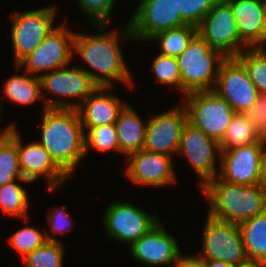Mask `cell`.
I'll list each match as a JSON object with an SVG mask.
<instances>
[{"label":"cell","mask_w":266,"mask_h":267,"mask_svg":"<svg viewBox=\"0 0 266 267\" xmlns=\"http://www.w3.org/2000/svg\"><path fill=\"white\" fill-rule=\"evenodd\" d=\"M42 117L39 144L71 176L86 155L79 114L72 108H47L43 109Z\"/></svg>","instance_id":"cell-2"},{"label":"cell","mask_w":266,"mask_h":267,"mask_svg":"<svg viewBox=\"0 0 266 267\" xmlns=\"http://www.w3.org/2000/svg\"><path fill=\"white\" fill-rule=\"evenodd\" d=\"M186 122L187 111L184 104L150 116L147 121L144 150L174 156L178 152L181 132Z\"/></svg>","instance_id":"cell-16"},{"label":"cell","mask_w":266,"mask_h":267,"mask_svg":"<svg viewBox=\"0 0 266 267\" xmlns=\"http://www.w3.org/2000/svg\"><path fill=\"white\" fill-rule=\"evenodd\" d=\"M256 143H266V140L261 138L244 113H236L219 145L222 152L235 147Z\"/></svg>","instance_id":"cell-26"},{"label":"cell","mask_w":266,"mask_h":267,"mask_svg":"<svg viewBox=\"0 0 266 267\" xmlns=\"http://www.w3.org/2000/svg\"><path fill=\"white\" fill-rule=\"evenodd\" d=\"M260 184L266 189V147L261 158Z\"/></svg>","instance_id":"cell-39"},{"label":"cell","mask_w":266,"mask_h":267,"mask_svg":"<svg viewBox=\"0 0 266 267\" xmlns=\"http://www.w3.org/2000/svg\"><path fill=\"white\" fill-rule=\"evenodd\" d=\"M238 227L248 260L266 263V211Z\"/></svg>","instance_id":"cell-24"},{"label":"cell","mask_w":266,"mask_h":267,"mask_svg":"<svg viewBox=\"0 0 266 267\" xmlns=\"http://www.w3.org/2000/svg\"><path fill=\"white\" fill-rule=\"evenodd\" d=\"M156 81L181 90V74L175 57L159 54L152 64Z\"/></svg>","instance_id":"cell-33"},{"label":"cell","mask_w":266,"mask_h":267,"mask_svg":"<svg viewBox=\"0 0 266 267\" xmlns=\"http://www.w3.org/2000/svg\"><path fill=\"white\" fill-rule=\"evenodd\" d=\"M159 222L156 213L150 215L140 207L124 201L109 204L103 216V224L108 237L121 243H128L129 246L147 234Z\"/></svg>","instance_id":"cell-12"},{"label":"cell","mask_w":266,"mask_h":267,"mask_svg":"<svg viewBox=\"0 0 266 267\" xmlns=\"http://www.w3.org/2000/svg\"><path fill=\"white\" fill-rule=\"evenodd\" d=\"M129 247L136 261L150 267L172 264L176 267L183 255L176 237L166 231L161 221Z\"/></svg>","instance_id":"cell-18"},{"label":"cell","mask_w":266,"mask_h":267,"mask_svg":"<svg viewBox=\"0 0 266 267\" xmlns=\"http://www.w3.org/2000/svg\"><path fill=\"white\" fill-rule=\"evenodd\" d=\"M126 24L127 26H124L126 28L121 33H117L116 30L107 31L106 33L105 27L107 25L104 24L92 25L99 30V33L95 35L75 32L73 52L79 54L80 58L91 69L98 72L94 73L81 66V69L85 70L99 87L111 88L116 81L123 82L128 87H133L132 75L120 47V40H134L130 25L129 23Z\"/></svg>","instance_id":"cell-1"},{"label":"cell","mask_w":266,"mask_h":267,"mask_svg":"<svg viewBox=\"0 0 266 267\" xmlns=\"http://www.w3.org/2000/svg\"><path fill=\"white\" fill-rule=\"evenodd\" d=\"M63 247L61 242L46 241L22 259L24 267H63Z\"/></svg>","instance_id":"cell-30"},{"label":"cell","mask_w":266,"mask_h":267,"mask_svg":"<svg viewBox=\"0 0 266 267\" xmlns=\"http://www.w3.org/2000/svg\"><path fill=\"white\" fill-rule=\"evenodd\" d=\"M6 131V126H5V129L1 131L0 133V137L2 136V134Z\"/></svg>","instance_id":"cell-44"},{"label":"cell","mask_w":266,"mask_h":267,"mask_svg":"<svg viewBox=\"0 0 266 267\" xmlns=\"http://www.w3.org/2000/svg\"><path fill=\"white\" fill-rule=\"evenodd\" d=\"M136 1V0H135ZM128 21L134 40L147 41L157 33L187 25L178 9V0H138Z\"/></svg>","instance_id":"cell-10"},{"label":"cell","mask_w":266,"mask_h":267,"mask_svg":"<svg viewBox=\"0 0 266 267\" xmlns=\"http://www.w3.org/2000/svg\"><path fill=\"white\" fill-rule=\"evenodd\" d=\"M219 0H178V9L187 25L198 27Z\"/></svg>","instance_id":"cell-34"},{"label":"cell","mask_w":266,"mask_h":267,"mask_svg":"<svg viewBox=\"0 0 266 267\" xmlns=\"http://www.w3.org/2000/svg\"><path fill=\"white\" fill-rule=\"evenodd\" d=\"M57 6L17 12L12 17L11 40L14 62L17 65L26 55L34 51L45 37L55 28Z\"/></svg>","instance_id":"cell-9"},{"label":"cell","mask_w":266,"mask_h":267,"mask_svg":"<svg viewBox=\"0 0 266 267\" xmlns=\"http://www.w3.org/2000/svg\"><path fill=\"white\" fill-rule=\"evenodd\" d=\"M214 91L224 98L236 113H245L260 94L244 65L236 57H227L222 62Z\"/></svg>","instance_id":"cell-14"},{"label":"cell","mask_w":266,"mask_h":267,"mask_svg":"<svg viewBox=\"0 0 266 267\" xmlns=\"http://www.w3.org/2000/svg\"><path fill=\"white\" fill-rule=\"evenodd\" d=\"M66 29L64 24L55 27L34 51L15 65L17 70L24 67L26 73L40 77L45 73L69 66L74 53L75 32Z\"/></svg>","instance_id":"cell-8"},{"label":"cell","mask_w":266,"mask_h":267,"mask_svg":"<svg viewBox=\"0 0 266 267\" xmlns=\"http://www.w3.org/2000/svg\"><path fill=\"white\" fill-rule=\"evenodd\" d=\"M183 99L187 121L219 143L236 114L230 104L214 90L193 91Z\"/></svg>","instance_id":"cell-5"},{"label":"cell","mask_w":266,"mask_h":267,"mask_svg":"<svg viewBox=\"0 0 266 267\" xmlns=\"http://www.w3.org/2000/svg\"><path fill=\"white\" fill-rule=\"evenodd\" d=\"M120 153L128 156L144 149L147 123L126 104L115 122Z\"/></svg>","instance_id":"cell-22"},{"label":"cell","mask_w":266,"mask_h":267,"mask_svg":"<svg viewBox=\"0 0 266 267\" xmlns=\"http://www.w3.org/2000/svg\"><path fill=\"white\" fill-rule=\"evenodd\" d=\"M17 128V150L21 173L24 179L36 181L39 177L47 180L49 191L59 187V184L69 176L56 164L49 152L38 141L24 146L23 139Z\"/></svg>","instance_id":"cell-19"},{"label":"cell","mask_w":266,"mask_h":267,"mask_svg":"<svg viewBox=\"0 0 266 267\" xmlns=\"http://www.w3.org/2000/svg\"><path fill=\"white\" fill-rule=\"evenodd\" d=\"M47 241L45 233L33 226L18 229L8 238L10 246L24 258Z\"/></svg>","instance_id":"cell-32"},{"label":"cell","mask_w":266,"mask_h":267,"mask_svg":"<svg viewBox=\"0 0 266 267\" xmlns=\"http://www.w3.org/2000/svg\"><path fill=\"white\" fill-rule=\"evenodd\" d=\"M47 219L49 226L51 227V232L53 231L52 235L46 233V239L50 242H61L58 240L56 235H64V233L69 231L71 229V226L74 224L72 217L66 210H64L63 207L58 206L54 207L52 211L47 212ZM54 234V236H53Z\"/></svg>","instance_id":"cell-36"},{"label":"cell","mask_w":266,"mask_h":267,"mask_svg":"<svg viewBox=\"0 0 266 267\" xmlns=\"http://www.w3.org/2000/svg\"><path fill=\"white\" fill-rule=\"evenodd\" d=\"M197 33L211 48L220 51L226 57H236L248 48L240 40L235 17L225 0H219L212 7L197 27Z\"/></svg>","instance_id":"cell-11"},{"label":"cell","mask_w":266,"mask_h":267,"mask_svg":"<svg viewBox=\"0 0 266 267\" xmlns=\"http://www.w3.org/2000/svg\"><path fill=\"white\" fill-rule=\"evenodd\" d=\"M109 89L110 87H98L76 108L84 132L91 127L115 124L119 113L127 104L113 93H108Z\"/></svg>","instance_id":"cell-20"},{"label":"cell","mask_w":266,"mask_h":267,"mask_svg":"<svg viewBox=\"0 0 266 267\" xmlns=\"http://www.w3.org/2000/svg\"><path fill=\"white\" fill-rule=\"evenodd\" d=\"M2 89L6 99L17 105H32L39 97L42 98L40 78L26 72L5 80Z\"/></svg>","instance_id":"cell-25"},{"label":"cell","mask_w":266,"mask_h":267,"mask_svg":"<svg viewBox=\"0 0 266 267\" xmlns=\"http://www.w3.org/2000/svg\"><path fill=\"white\" fill-rule=\"evenodd\" d=\"M31 183L24 179L18 159L17 127L9 124L6 131L0 137V186L17 181Z\"/></svg>","instance_id":"cell-23"},{"label":"cell","mask_w":266,"mask_h":267,"mask_svg":"<svg viewBox=\"0 0 266 267\" xmlns=\"http://www.w3.org/2000/svg\"><path fill=\"white\" fill-rule=\"evenodd\" d=\"M28 192L16 181L0 186V209L8 217H28Z\"/></svg>","instance_id":"cell-28"},{"label":"cell","mask_w":266,"mask_h":267,"mask_svg":"<svg viewBox=\"0 0 266 267\" xmlns=\"http://www.w3.org/2000/svg\"><path fill=\"white\" fill-rule=\"evenodd\" d=\"M202 261L206 267H235L231 264L216 259H204Z\"/></svg>","instance_id":"cell-40"},{"label":"cell","mask_w":266,"mask_h":267,"mask_svg":"<svg viewBox=\"0 0 266 267\" xmlns=\"http://www.w3.org/2000/svg\"><path fill=\"white\" fill-rule=\"evenodd\" d=\"M76 2L93 25H107L116 5V0H76Z\"/></svg>","instance_id":"cell-35"},{"label":"cell","mask_w":266,"mask_h":267,"mask_svg":"<svg viewBox=\"0 0 266 267\" xmlns=\"http://www.w3.org/2000/svg\"><path fill=\"white\" fill-rule=\"evenodd\" d=\"M179 154L186 156L195 173L200 176L201 189L219 174L216 169V158L219 156L220 160L221 154L219 143L188 121L181 132L177 155Z\"/></svg>","instance_id":"cell-13"},{"label":"cell","mask_w":266,"mask_h":267,"mask_svg":"<svg viewBox=\"0 0 266 267\" xmlns=\"http://www.w3.org/2000/svg\"><path fill=\"white\" fill-rule=\"evenodd\" d=\"M127 157L125 176L137 186L162 188L176 183L173 156L143 149Z\"/></svg>","instance_id":"cell-15"},{"label":"cell","mask_w":266,"mask_h":267,"mask_svg":"<svg viewBox=\"0 0 266 267\" xmlns=\"http://www.w3.org/2000/svg\"><path fill=\"white\" fill-rule=\"evenodd\" d=\"M2 107H3V106H2V104L0 103V119H1V115H2V114H1V112H2Z\"/></svg>","instance_id":"cell-43"},{"label":"cell","mask_w":266,"mask_h":267,"mask_svg":"<svg viewBox=\"0 0 266 267\" xmlns=\"http://www.w3.org/2000/svg\"><path fill=\"white\" fill-rule=\"evenodd\" d=\"M236 58L244 65L259 93L266 94V47L246 48Z\"/></svg>","instance_id":"cell-29"},{"label":"cell","mask_w":266,"mask_h":267,"mask_svg":"<svg viewBox=\"0 0 266 267\" xmlns=\"http://www.w3.org/2000/svg\"><path fill=\"white\" fill-rule=\"evenodd\" d=\"M265 147L266 143H256L222 151L218 176L233 184H260L261 158Z\"/></svg>","instance_id":"cell-17"},{"label":"cell","mask_w":266,"mask_h":267,"mask_svg":"<svg viewBox=\"0 0 266 267\" xmlns=\"http://www.w3.org/2000/svg\"><path fill=\"white\" fill-rule=\"evenodd\" d=\"M266 46V0H265V11L263 15V25H262V48Z\"/></svg>","instance_id":"cell-41"},{"label":"cell","mask_w":266,"mask_h":267,"mask_svg":"<svg viewBox=\"0 0 266 267\" xmlns=\"http://www.w3.org/2000/svg\"><path fill=\"white\" fill-rule=\"evenodd\" d=\"M85 154L94 148L99 152L115 150L120 153L115 124L91 127L84 132Z\"/></svg>","instance_id":"cell-31"},{"label":"cell","mask_w":266,"mask_h":267,"mask_svg":"<svg viewBox=\"0 0 266 267\" xmlns=\"http://www.w3.org/2000/svg\"><path fill=\"white\" fill-rule=\"evenodd\" d=\"M197 34V27L185 25L157 33L148 41L158 42L160 54L177 58Z\"/></svg>","instance_id":"cell-27"},{"label":"cell","mask_w":266,"mask_h":267,"mask_svg":"<svg viewBox=\"0 0 266 267\" xmlns=\"http://www.w3.org/2000/svg\"><path fill=\"white\" fill-rule=\"evenodd\" d=\"M176 267H206L204 262L193 255H182Z\"/></svg>","instance_id":"cell-38"},{"label":"cell","mask_w":266,"mask_h":267,"mask_svg":"<svg viewBox=\"0 0 266 267\" xmlns=\"http://www.w3.org/2000/svg\"><path fill=\"white\" fill-rule=\"evenodd\" d=\"M41 89L53 93L56 99L47 98L42 94L44 109L47 108H72L76 109L99 86L91 79L89 74L81 67H62L45 73L40 77ZM60 96V97H59ZM64 97L65 99H59ZM81 98V101L69 102L68 99Z\"/></svg>","instance_id":"cell-6"},{"label":"cell","mask_w":266,"mask_h":267,"mask_svg":"<svg viewBox=\"0 0 266 267\" xmlns=\"http://www.w3.org/2000/svg\"><path fill=\"white\" fill-rule=\"evenodd\" d=\"M257 133L266 140V94H259L256 102L244 113Z\"/></svg>","instance_id":"cell-37"},{"label":"cell","mask_w":266,"mask_h":267,"mask_svg":"<svg viewBox=\"0 0 266 267\" xmlns=\"http://www.w3.org/2000/svg\"><path fill=\"white\" fill-rule=\"evenodd\" d=\"M227 57L213 49L197 33L176 58L181 74V92L214 90L219 68Z\"/></svg>","instance_id":"cell-4"},{"label":"cell","mask_w":266,"mask_h":267,"mask_svg":"<svg viewBox=\"0 0 266 267\" xmlns=\"http://www.w3.org/2000/svg\"><path fill=\"white\" fill-rule=\"evenodd\" d=\"M201 190L209 202L207 215L217 220L240 224L266 211V189L261 184H233L217 175Z\"/></svg>","instance_id":"cell-3"},{"label":"cell","mask_w":266,"mask_h":267,"mask_svg":"<svg viewBox=\"0 0 266 267\" xmlns=\"http://www.w3.org/2000/svg\"><path fill=\"white\" fill-rule=\"evenodd\" d=\"M207 216L202 249L195 256L200 260H220L235 267L248 262L238 224Z\"/></svg>","instance_id":"cell-7"},{"label":"cell","mask_w":266,"mask_h":267,"mask_svg":"<svg viewBox=\"0 0 266 267\" xmlns=\"http://www.w3.org/2000/svg\"><path fill=\"white\" fill-rule=\"evenodd\" d=\"M236 267H266V263L256 262V261H248L244 264L238 265Z\"/></svg>","instance_id":"cell-42"},{"label":"cell","mask_w":266,"mask_h":267,"mask_svg":"<svg viewBox=\"0 0 266 267\" xmlns=\"http://www.w3.org/2000/svg\"><path fill=\"white\" fill-rule=\"evenodd\" d=\"M236 20L240 40L248 48H262L265 0H225Z\"/></svg>","instance_id":"cell-21"}]
</instances>
